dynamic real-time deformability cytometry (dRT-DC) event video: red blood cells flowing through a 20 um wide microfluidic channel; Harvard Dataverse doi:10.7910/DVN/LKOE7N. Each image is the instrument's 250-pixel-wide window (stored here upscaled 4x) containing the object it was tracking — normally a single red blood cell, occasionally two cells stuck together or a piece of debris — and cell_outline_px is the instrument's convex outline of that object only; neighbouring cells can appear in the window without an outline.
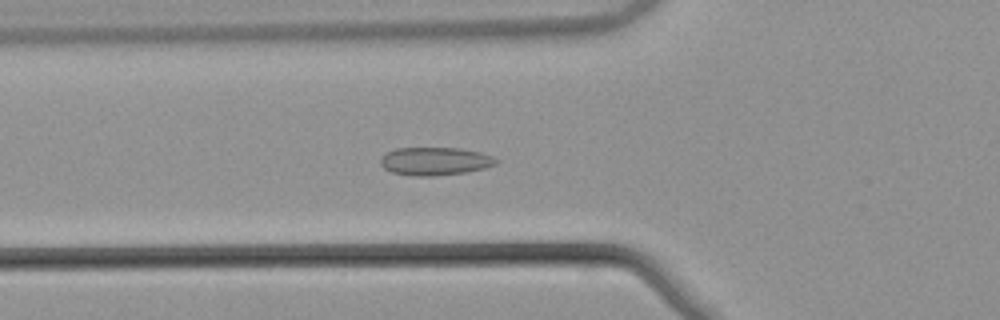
{"species": "common noctule bat (a hibernating species)", "species_latin": "Nyctalus noctula", "temperature_condition": "warm", "stored_images_in_passage": 38, "camera_frame_rate_fps": 3000, "um_per_image_px": 0.085, "animal": {"sex": "male", "body_mass_g": 21.5, "forearm_length_mm": 52.0}, "frame": {"image": 1, "passage_image": 4, "time_ms": 1.0, "image_size_px": [1000, 320], "cell_outline_px": [[500, 160], [496, 164], [484, 168], [464, 172], [436, 176], [416, 176], [392, 172], [384, 168], [380, 164], [380, 160], [388, 152], [396, 148], [460, 148], [480, 152], [492, 156]], "centroid_in_image_um": [37.0, 13.7], "position_along_channel_um": 88.8, "area_um2": 18.79}}
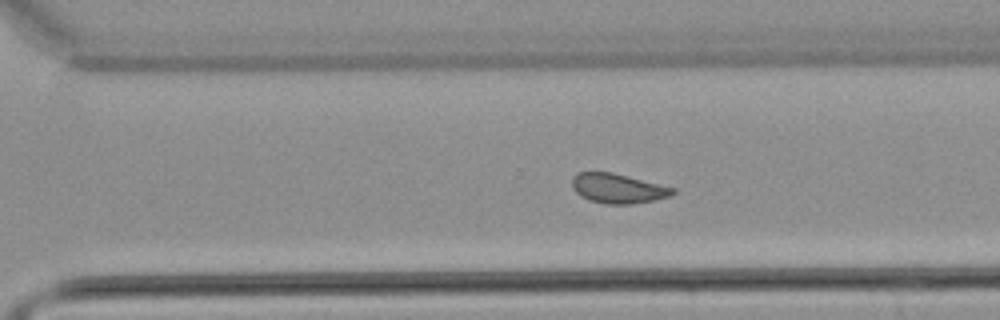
{"frame": {"image": 2, "passage_image": 22, "time_ms": 7.0, "image_size_px": [1000, 320], "cell_outline_px": [[676, 192], [668, 196], [652, 200], [632, 204], [604, 204], [588, 200], [580, 196], [572, 188], [572, 176], [580, 172], [612, 172], [676, 188]], "centroid_in_image_um": [52.49, 16.01], "position_along_channel_um": 318.1, "area_um2": 17.4}}
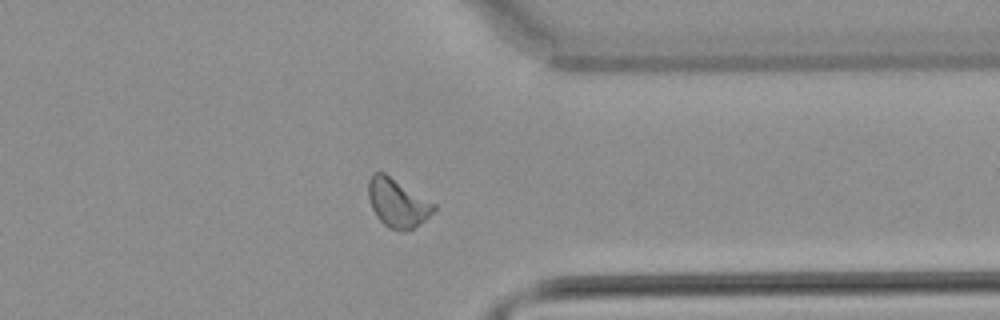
{"frame": {"image": 3, "passage_image": 27, "time_ms": 8.667, "image_size_px": [1000, 320], "cell_outline_px": [[436, 208], [424, 220], [412, 228], [404, 232], [400, 232], [388, 228], [376, 216], [372, 208], [368, 196], [368, 180], [372, 172], [384, 172], [436, 204]], "centroid_in_image_um": [33.76, 17.24], "position_along_channel_um": 377.6, "area_um2": 18.5}, "authors_computed_cell_mechanics": {"area_um2": 17.6868, "velocity_mm_per_s": 3.8172, "shape_relaxation_time_tau1_ms": null, "shape_relaxation_time_tau2_ms": 1.3727, "deformation_change_tau1": null, "deformation_change_tau2": 0.0529}}